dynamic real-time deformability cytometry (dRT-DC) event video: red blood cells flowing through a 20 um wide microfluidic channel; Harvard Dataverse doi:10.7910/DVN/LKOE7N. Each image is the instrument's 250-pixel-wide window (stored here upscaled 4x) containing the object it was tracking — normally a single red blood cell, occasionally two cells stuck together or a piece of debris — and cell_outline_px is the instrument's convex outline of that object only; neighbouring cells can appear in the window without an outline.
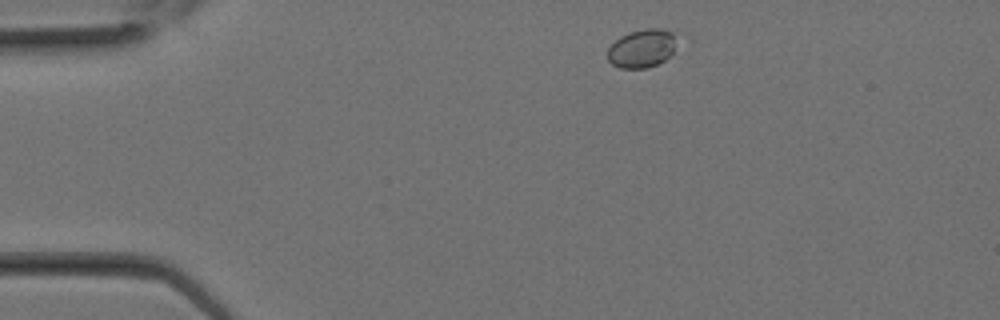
{"species": "Egyptian fruit bat (a non-hibernating species)", "species_latin": "Rousettus aegyptiacus", "temperature_condition": "room temperature", "stored_images_in_passage": 11, "camera_frame_rate_fps": 3000, "um_per_image_px": 0.085, "animal": {"sex": "female"}, "frame": {"image": 1, "passage_image": 2, "time_ms": 0.333, "image_size_px": [1000, 320], "cell_outline_px": [[680, 40], [672, 52], [664, 60], [648, 68], [620, 68], [612, 64], [608, 60], [608, 48], [620, 36], [628, 32], [644, 28], [660, 28], [672, 32]], "centroid_in_image_um": [54.59, 4.09], "position_along_channel_um": 30.4, "area_um2": 15.66}}